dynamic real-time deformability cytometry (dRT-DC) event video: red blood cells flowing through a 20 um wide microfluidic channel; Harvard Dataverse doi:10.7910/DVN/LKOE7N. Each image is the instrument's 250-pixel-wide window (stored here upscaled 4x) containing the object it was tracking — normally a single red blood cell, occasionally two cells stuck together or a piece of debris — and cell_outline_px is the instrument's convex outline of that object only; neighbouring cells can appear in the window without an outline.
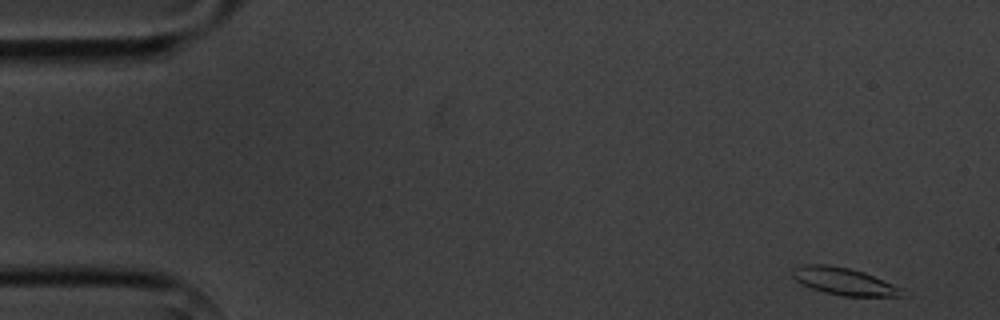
{"species": "common noctule bat (a hibernating species)", "species_latin": "Nyctalus noctula", "temperature_condition": "cold", "stored_images_in_passage": 4, "camera_frame_rate_fps": 3000, "um_per_image_px": 0.085, "animal": {"sex": "male", "body_mass_g": 20.1, "forearm_length_mm": 53.5}, "frame": {"image": 1, "passage_image": 1, "time_ms": 0.0, "image_size_px": [1000, 320], "cell_outline_px": [[904, 292], [900, 296], [840, 296], [824, 292], [812, 288], [796, 280], [792, 276], [792, 268], [808, 264], [828, 264], [848, 268], [864, 272], [892, 284], [900, 288]], "centroid_in_image_um": [71.7, 23.91], "position_along_channel_um": 13.3, "area_um2": 17.11}}